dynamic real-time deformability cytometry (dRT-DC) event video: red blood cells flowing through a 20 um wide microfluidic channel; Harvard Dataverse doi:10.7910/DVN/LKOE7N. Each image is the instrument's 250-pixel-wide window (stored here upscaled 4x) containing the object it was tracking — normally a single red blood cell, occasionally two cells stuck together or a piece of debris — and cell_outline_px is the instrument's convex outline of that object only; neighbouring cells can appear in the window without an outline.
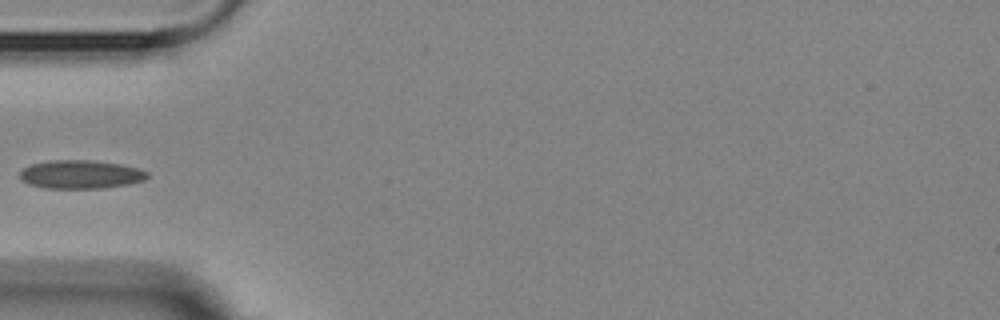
{"species": "Egyptian fruit bat (a non-hibernating species)", "species_latin": "Rousettus aegyptiacus", "temperature_condition": "room temperature", "stored_images_in_passage": 5, "camera_frame_rate_fps": 3000, "um_per_image_px": 0.085, "animal": {"sex": "female"}, "frame": {"image": 1, "passage_image": 5, "time_ms": 4.667, "image_size_px": [1000, 320], "cell_outline_px": [[148, 176], [144, 180], [128, 184], [104, 188], [44, 188], [28, 184], [20, 180], [20, 172], [24, 168], [32, 164], [52, 160], [92, 160], [120, 164], [136, 168], [148, 172]], "centroid_in_image_um": [6.83, 14.83], "position_along_channel_um": 78.2, "area_um2": 21.1}}